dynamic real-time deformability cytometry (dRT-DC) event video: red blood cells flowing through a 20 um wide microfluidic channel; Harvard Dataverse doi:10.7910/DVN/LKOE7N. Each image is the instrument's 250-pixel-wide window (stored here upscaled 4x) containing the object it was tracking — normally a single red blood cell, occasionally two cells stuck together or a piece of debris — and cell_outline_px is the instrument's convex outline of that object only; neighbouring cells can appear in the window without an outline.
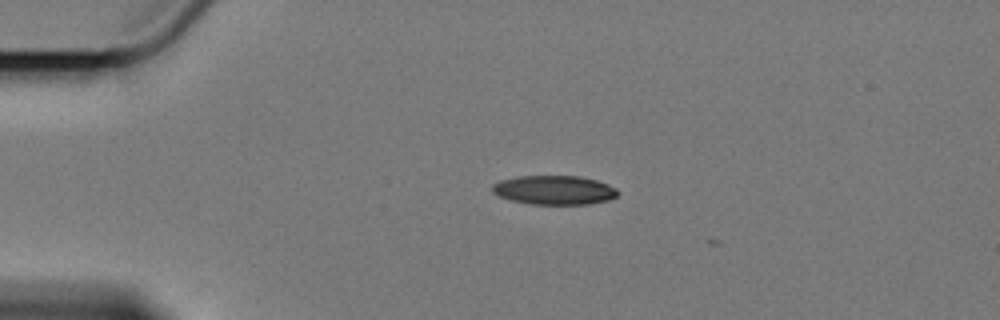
{"species": "Egyptian fruit bat (a non-hibernating species)", "species_latin": "Rousettus aegyptiacus", "temperature_condition": "cold", "stored_images_in_passage": 2, "camera_frame_rate_fps": 3000, "um_per_image_px": 0.085, "animal": {"sex": "female"}, "frame": {"image": 1, "passage_image": 1, "time_ms": 0.0, "image_size_px": [1000, 320], "cell_outline_px": [[620, 192], [616, 196], [608, 200], [588, 204], [532, 204], [512, 200], [500, 196], [492, 192], [492, 184], [500, 180], [516, 176], [580, 176], [596, 180], [608, 184], [616, 188]], "centroid_in_image_um": [47.12, 16.15], "position_along_channel_um": 37.9, "area_um2": 21.27}}